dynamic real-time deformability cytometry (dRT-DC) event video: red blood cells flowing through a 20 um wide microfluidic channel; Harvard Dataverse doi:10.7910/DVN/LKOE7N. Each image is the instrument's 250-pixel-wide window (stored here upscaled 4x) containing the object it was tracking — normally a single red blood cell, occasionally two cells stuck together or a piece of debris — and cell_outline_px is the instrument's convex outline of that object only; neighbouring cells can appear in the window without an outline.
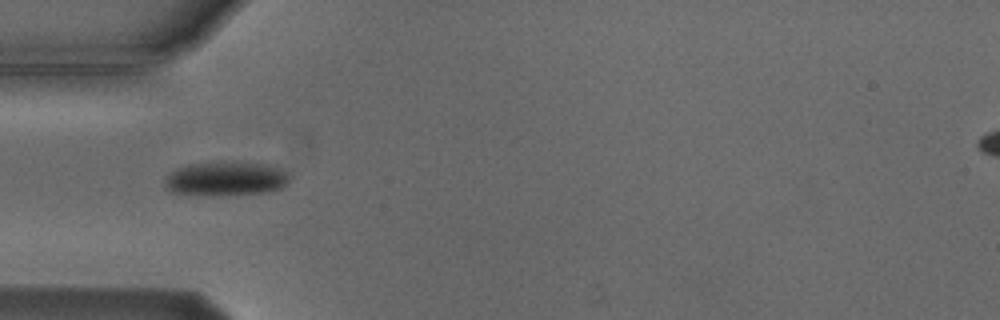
{"species": "Egyptian fruit bat (a non-hibernating species)", "species_latin": "Rousettus aegyptiacus", "temperature_condition": "cold", "stored_images_in_passage": 7, "camera_frame_rate_fps": 3000, "um_per_image_px": 0.085, "animal": {"sex": "male"}, "frame": {"image": 1, "passage_image": 5, "time_ms": 4.667, "image_size_px": [1000, 320], "cell_outline_px": [[292, 176], [288, 184], [280, 188], [260, 192], [172, 192], [164, 188], [164, 180], [168, 172], [184, 164], [220, 160], [268, 164], [280, 168], [288, 172]], "centroid_in_image_um": [19.2, 15.08], "position_along_channel_um": 65.8, "area_um2": 24.39}}